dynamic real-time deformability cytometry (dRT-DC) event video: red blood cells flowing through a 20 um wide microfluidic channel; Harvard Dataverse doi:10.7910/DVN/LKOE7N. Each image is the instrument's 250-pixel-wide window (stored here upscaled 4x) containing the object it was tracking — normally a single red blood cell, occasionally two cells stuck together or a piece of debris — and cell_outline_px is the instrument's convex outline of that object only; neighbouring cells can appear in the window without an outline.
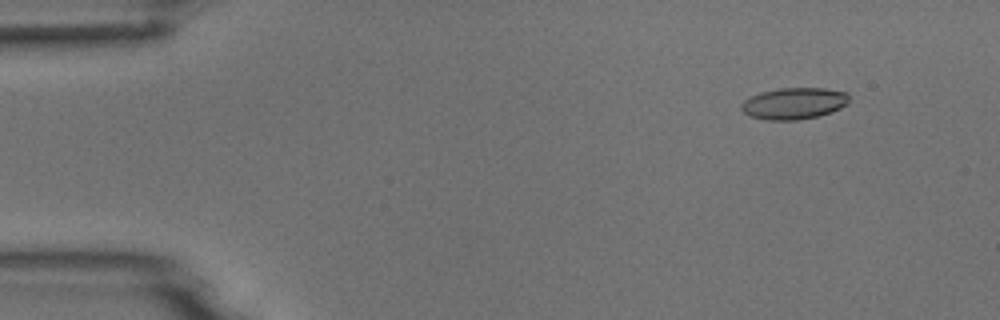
{"species": "common noctule bat (a hibernating species)", "species_latin": "Nyctalus noctula", "temperature_condition": "room temperature", "stored_images_in_passage": 5, "camera_frame_rate_fps": 3000, "um_per_image_px": 0.085, "animal": {"sex": "male", "body_mass_g": 18.8}, "frame": {"image": 1, "passage_image": 2, "time_ms": 1.333, "image_size_px": [1000, 320], "cell_outline_px": [[848, 104], [832, 112], [820, 116], [796, 120], [768, 120], [752, 116], [744, 112], [740, 108], [740, 104], [744, 100], [760, 92], [780, 88], [824, 88], [848, 92]], "centroid_in_image_um": [67.51, 8.79], "position_along_channel_um": 17.5, "area_um2": 19.88}}
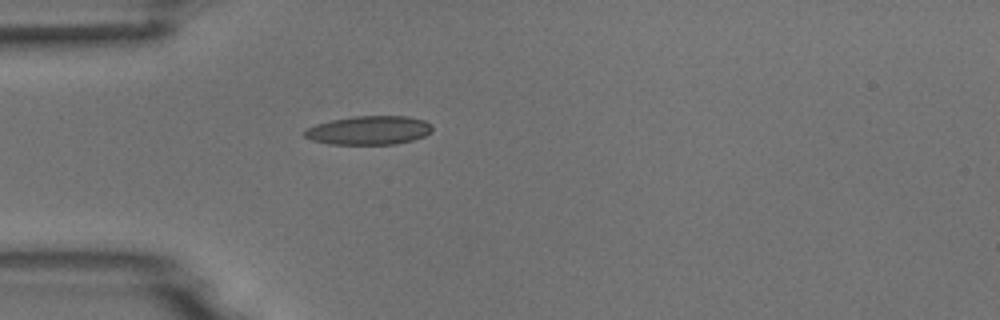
{"frame": {"image": 2, "passage_image": 5, "time_ms": 4.667, "image_size_px": [1000, 320], "cell_outline_px": [[432, 132], [424, 136], [412, 140], [396, 144], [328, 144], [312, 140], [304, 136], [304, 132], [308, 128], [316, 124], [332, 120], [352, 116], [408, 116], [424, 120], [432, 124]], "centroid_in_image_um": [31.39, 11.07], "position_along_channel_um": 53.6, "area_um2": 21.44}}